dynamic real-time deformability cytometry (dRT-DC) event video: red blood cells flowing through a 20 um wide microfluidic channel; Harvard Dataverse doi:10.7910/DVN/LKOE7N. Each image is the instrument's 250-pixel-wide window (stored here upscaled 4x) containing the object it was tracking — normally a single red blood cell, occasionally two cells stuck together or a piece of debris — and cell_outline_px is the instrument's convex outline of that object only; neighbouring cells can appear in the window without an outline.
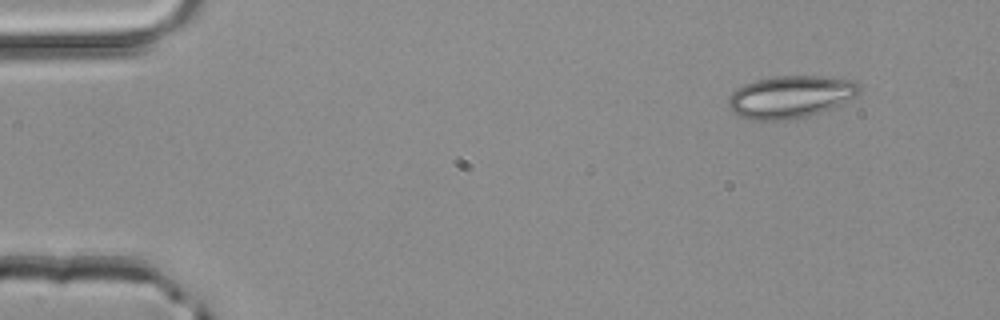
{"species": "common noctule bat (a hibernating species)", "species_latin": "Nyctalus noctula", "temperature_condition": "room temperature", "stored_images_in_passage": 3, "camera_frame_rate_fps": 3000, "um_per_image_px": 0.085, "animal": {"sex": "male", "body_mass_g": 20.4}, "frame": {"image": 1, "passage_image": 1, "time_ms": 0.0, "image_size_px": [1000, 320], "cell_outline_px": [[860, 92], [856, 96], [832, 108], [808, 116], [788, 120], [748, 120], [732, 112], [728, 108], [728, 96], [736, 88], [744, 84], [756, 80], [776, 76], [820, 76], [856, 80], [860, 84]], "centroid_in_image_um": [67.18, 8.23], "position_along_channel_um": 17.8, "area_um2": 32.66}}